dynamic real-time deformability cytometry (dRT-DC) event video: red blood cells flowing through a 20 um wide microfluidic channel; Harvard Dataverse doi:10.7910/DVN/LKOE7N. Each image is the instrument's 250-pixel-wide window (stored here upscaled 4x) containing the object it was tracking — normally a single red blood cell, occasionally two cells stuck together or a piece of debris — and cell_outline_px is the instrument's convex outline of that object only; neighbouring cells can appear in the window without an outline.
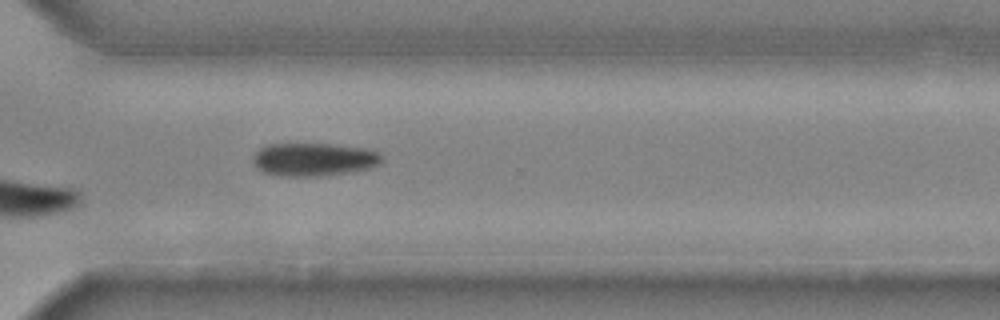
{"species": "common noctule bat (a hibernating species)", "species_latin": "Nyctalus noctula", "temperature_condition": "cold", "stored_images_in_passage": 18, "camera_frame_rate_fps": 3000, "um_per_image_px": 0.085, "animal": {"sex": "male", "body_mass_g": 20.4}, "frame": {"image": 1, "passage_image": 18, "time_ms": 5.667, "image_size_px": [1000, 320], "cell_outline_px": [[384, 164], [372, 168], [348, 172], [320, 176], [280, 176], [264, 172], [256, 168], [252, 160], [252, 156], [260, 148], [268, 144], [328, 144], [364, 148], [380, 152], [384, 156]], "centroid_in_image_um": [26.72, 13.56], "position_along_channel_um": 343.9, "area_um2": 25.2}}